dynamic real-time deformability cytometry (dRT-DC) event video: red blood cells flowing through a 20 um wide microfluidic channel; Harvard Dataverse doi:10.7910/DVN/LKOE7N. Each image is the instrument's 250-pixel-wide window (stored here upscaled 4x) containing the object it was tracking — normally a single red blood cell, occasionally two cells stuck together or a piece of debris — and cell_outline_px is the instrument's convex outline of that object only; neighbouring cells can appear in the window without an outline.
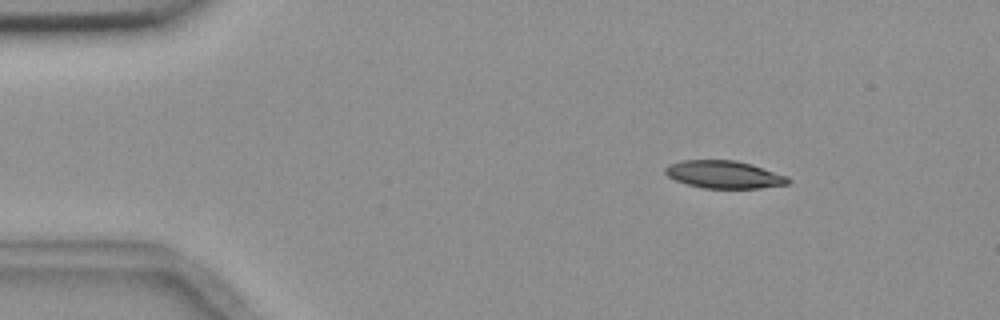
{"species": "common noctule bat (a hibernating species)", "species_latin": "Nyctalus noctula", "temperature_condition": "room temperature", "stored_images_in_passage": 3, "camera_frame_rate_fps": 3000, "um_per_image_px": 0.085, "animal": {"sex": "female", "body_mass_g": 18.4}, "frame": {"image": 1, "passage_image": 1, "time_ms": 0.0, "image_size_px": [1000, 320], "cell_outline_px": [[788, 184], [760, 188], [704, 188], [688, 184], [676, 180], [668, 176], [664, 172], [664, 168], [668, 164], [680, 160], [736, 160], [752, 164], [788, 176]], "centroid_in_image_um": [61.52, 14.82], "position_along_channel_um": 23.5, "area_um2": 19.77}}
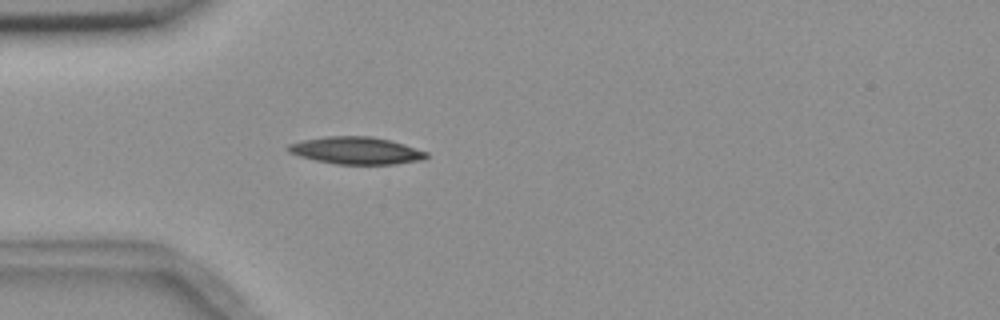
{"frame": {"image": 2, "passage_image": 3, "time_ms": 2.667, "image_size_px": [1000, 320], "cell_outline_px": [[428, 156], [424, 160], [396, 164], [336, 164], [316, 160], [300, 156], [288, 152], [288, 144], [300, 140], [324, 136], [372, 136], [404, 144], [428, 152]], "centroid_in_image_um": [30.28, 12.79], "position_along_channel_um": 54.7, "area_um2": 22.02}}